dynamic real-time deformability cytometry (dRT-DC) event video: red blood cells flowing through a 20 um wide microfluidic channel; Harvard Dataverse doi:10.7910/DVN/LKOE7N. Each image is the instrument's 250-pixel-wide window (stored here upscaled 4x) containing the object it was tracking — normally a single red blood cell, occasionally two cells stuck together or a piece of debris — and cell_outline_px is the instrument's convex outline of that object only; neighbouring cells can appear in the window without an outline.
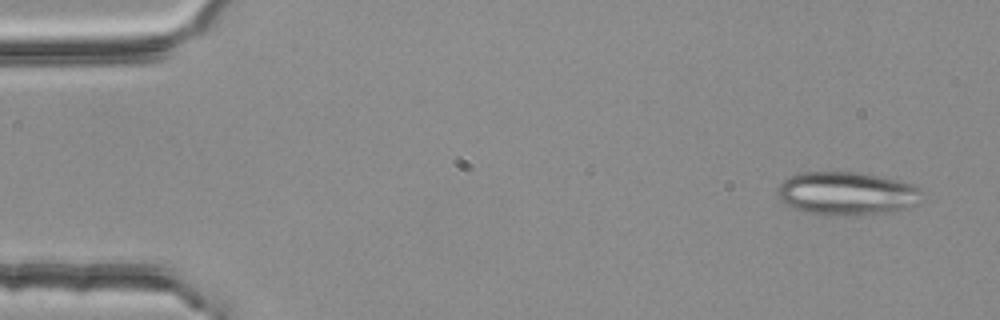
{"species": "common noctule bat (a hibernating species)", "species_latin": "Nyctalus noctula", "temperature_condition": "room temperature", "stored_images_in_passage": 4, "camera_frame_rate_fps": 3000, "um_per_image_px": 0.085, "animal": {"sex": "female", "body_mass_g": 25.1}, "frame": {"image": 1, "passage_image": 1, "time_ms": 0.0, "image_size_px": [1000, 320], "cell_outline_px": [[920, 192], [916, 204], [908, 208], [884, 212], [808, 212], [792, 208], [784, 204], [780, 200], [776, 192], [780, 184], [784, 180], [800, 172], [860, 172], [900, 180], [912, 184]], "centroid_in_image_um": [71.92, 16.38], "position_along_channel_um": 13.1, "area_um2": 35.03}}